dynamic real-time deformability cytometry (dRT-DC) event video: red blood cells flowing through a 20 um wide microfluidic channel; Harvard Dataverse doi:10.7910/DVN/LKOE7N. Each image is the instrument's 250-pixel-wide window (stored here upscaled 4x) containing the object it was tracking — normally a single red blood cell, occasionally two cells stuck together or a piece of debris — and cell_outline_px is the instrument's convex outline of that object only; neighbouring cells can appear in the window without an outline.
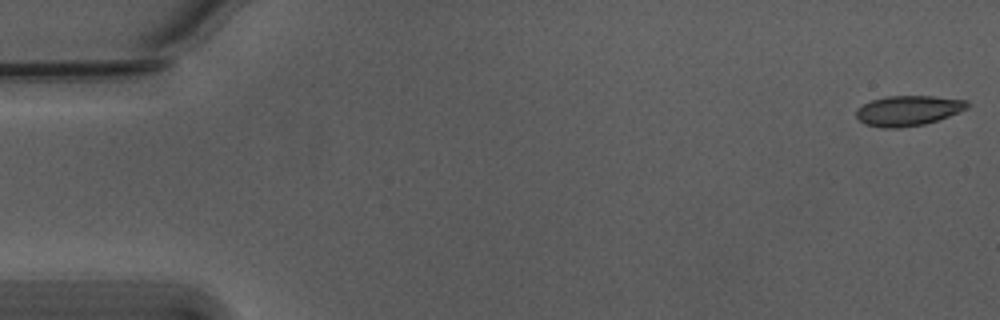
{"species": "Egyptian fruit bat (a non-hibernating species)", "species_latin": "Rousettus aegyptiacus", "temperature_condition": "warm", "stored_images_in_passage": 7, "camera_frame_rate_fps": 3000, "um_per_image_px": 0.085, "animal": {"sex": "male"}, "frame": {"image": 1, "passage_image": 1, "time_ms": 0.0, "image_size_px": [1000, 320], "cell_outline_px": [[968, 108], [960, 112], [924, 124], [900, 128], [880, 128], [864, 124], [856, 116], [856, 112], [864, 104], [872, 100], [888, 96], [932, 96], [968, 100]], "centroid_in_image_um": [77.21, 9.41], "position_along_channel_um": 7.8, "area_um2": 19.42}}